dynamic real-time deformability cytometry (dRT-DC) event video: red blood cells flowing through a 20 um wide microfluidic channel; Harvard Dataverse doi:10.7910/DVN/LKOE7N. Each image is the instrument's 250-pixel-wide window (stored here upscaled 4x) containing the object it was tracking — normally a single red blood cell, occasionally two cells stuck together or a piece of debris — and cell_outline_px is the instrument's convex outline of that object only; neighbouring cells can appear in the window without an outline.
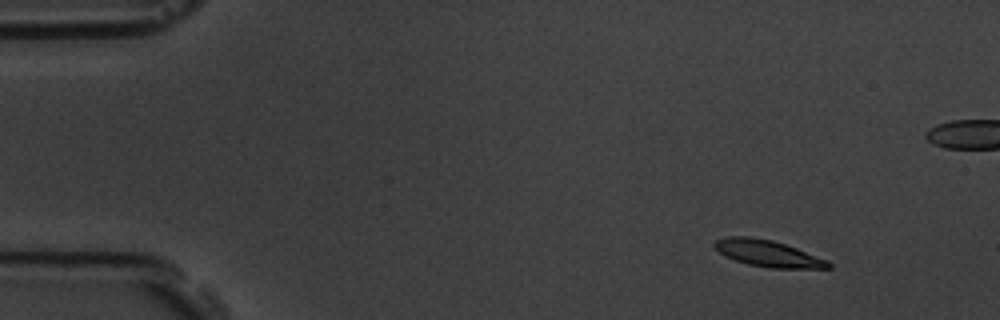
{"species": "common noctule bat (a hibernating species)", "species_latin": "Nyctalus noctula", "temperature_condition": "room temperature", "stored_images_in_passage": 5, "camera_frame_rate_fps": 3000, "um_per_image_px": 0.085, "animal": {"sex": "male", "body_mass_g": 19.5, "forearm_length_mm": 54.6}, "frame": {"image": 1, "passage_image": 1, "time_ms": 0.0, "image_size_px": [1000, 320], "cell_outline_px": [[832, 268], [768, 268], [748, 264], [724, 256], [712, 244], [716, 240], [728, 236], [748, 236], [772, 240], [796, 248], [828, 260], [832, 264]], "centroid_in_image_um": [65.27, 21.54], "position_along_channel_um": 19.7, "area_um2": 17.51}}